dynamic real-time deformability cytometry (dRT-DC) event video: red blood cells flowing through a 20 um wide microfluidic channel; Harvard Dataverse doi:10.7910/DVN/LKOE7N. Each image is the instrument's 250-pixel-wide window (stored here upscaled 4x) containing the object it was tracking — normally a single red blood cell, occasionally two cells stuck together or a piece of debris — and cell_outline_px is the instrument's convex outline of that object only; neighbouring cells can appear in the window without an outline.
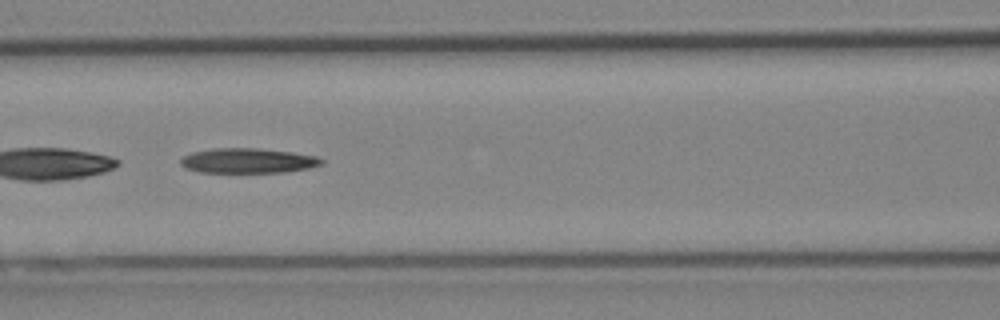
{"species": "Egyptian fruit bat (a non-hibernating species)", "species_latin": "Rousettus aegyptiacus", "temperature_condition": "cold", "stored_images_in_passage": 39, "camera_frame_rate_fps": 3000, "um_per_image_px": 0.085, "animal": {"sex": "female"}, "frame": {"image": 1, "passage_image": 13, "time_ms": 4.0, "image_size_px": [1000, 320], "cell_outline_px": [[324, 164], [308, 168], [284, 172], [200, 172], [184, 168], [180, 164], [180, 160], [184, 156], [192, 152], [216, 148], [256, 148], [292, 152], [316, 156], [324, 160]], "centroid_in_image_um": [21.07, 13.66], "position_along_channel_um": 145.5, "area_um2": 20.4}}
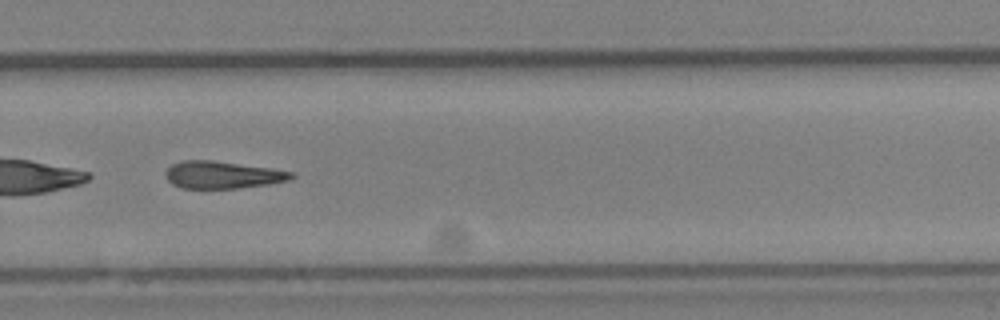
{"frame": {"image": 2, "passage_image": 25, "time_ms": 8.0, "image_size_px": [1000, 320], "cell_outline_px": [[296, 176], [288, 180], [268, 184], [236, 188], [180, 188], [172, 184], [164, 176], [164, 172], [172, 164], [184, 160], [212, 160], [272, 168], [292, 172]], "centroid_in_image_um": [18.88, 14.86], "position_along_channel_um": 310.9, "area_um2": 20.0}}
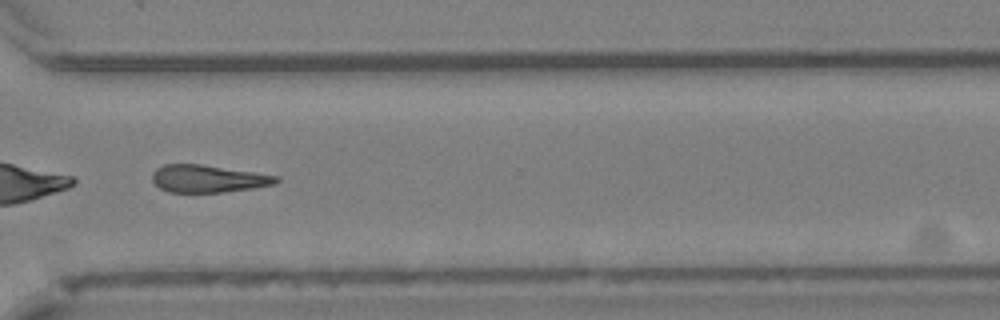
{"frame": {"image": 3, "passage_image": 28, "time_ms": 9.0, "image_size_px": [1000, 320], "cell_outline_px": [[280, 180], [276, 184], [252, 188], [224, 192], [168, 192], [160, 188], [152, 180], [152, 172], [156, 168], [164, 164], [200, 164], [280, 176]], "centroid_in_image_um": [17.68, 15.19], "position_along_channel_um": 352.9, "area_um2": 19.83}}